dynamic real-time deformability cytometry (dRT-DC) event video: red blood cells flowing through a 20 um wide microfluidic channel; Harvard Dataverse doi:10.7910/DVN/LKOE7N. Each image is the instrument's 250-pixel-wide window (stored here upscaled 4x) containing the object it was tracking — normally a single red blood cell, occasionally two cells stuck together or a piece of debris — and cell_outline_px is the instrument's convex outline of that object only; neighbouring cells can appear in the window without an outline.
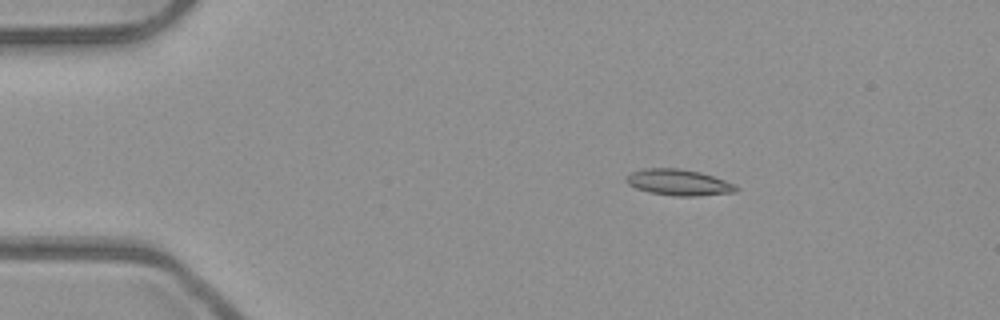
{"species": "common noctule bat (a hibernating species)", "species_latin": "Nyctalus noctula", "temperature_condition": "room temperature", "stored_images_in_passage": 4, "camera_frame_rate_fps": 3000, "um_per_image_px": 0.085, "animal": {"sex": "male", "body_mass_g": 23.1, "forearm_length_mm": 52.7}, "frame": {"image": 1, "passage_image": 2, "time_ms": 0.333, "image_size_px": [1000, 320], "cell_outline_px": [[740, 188], [736, 192], [696, 196], [672, 196], [648, 192], [636, 188], [628, 184], [624, 180], [632, 172], [644, 168], [680, 168], [700, 172], [736, 184]], "centroid_in_image_um": [57.7, 15.51], "position_along_channel_um": 27.3, "area_um2": 16.82}}